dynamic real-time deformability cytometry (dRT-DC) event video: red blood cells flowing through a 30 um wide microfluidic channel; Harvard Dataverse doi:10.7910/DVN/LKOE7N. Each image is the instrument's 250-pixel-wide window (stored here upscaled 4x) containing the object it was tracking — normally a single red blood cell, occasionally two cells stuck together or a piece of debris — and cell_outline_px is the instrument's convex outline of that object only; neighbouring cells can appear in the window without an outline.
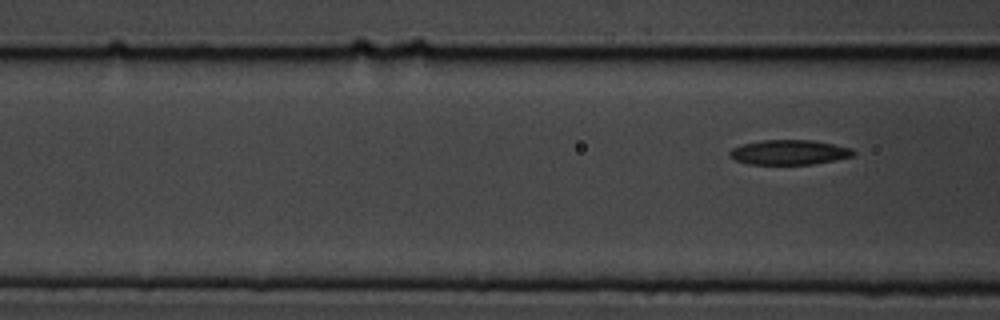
{"species": "common noctule bat (a hibernating species)", "species_latin": "Nyctalus noctula", "temperature_condition": "cold", "stored_images_in_passage": 7, "segment_of_instrument_passage": [2, 2], "camera_frame_rate_fps": 3000, "um_per_image_px": 0.085, "animal": {"sex": "male", "body_mass_g": 19.5, "forearm_length_mm": 54.6}, "frame": {"image": 1, "passage_image": 7, "time_ms": 8.0, "image_size_px": [1000, 320], "cell_outline_px": [[856, 152], [852, 156], [812, 164], [748, 164], [736, 160], [728, 156], [728, 152], [732, 148], [740, 144], [764, 140], [812, 140], [852, 148]], "centroid_in_image_um": [67.03, 12.94], "position_along_channel_um": 99.6, "area_um2": 17.8}}